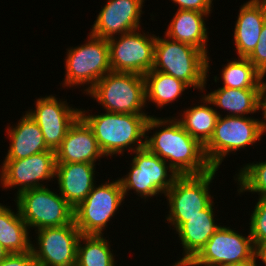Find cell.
Returning a JSON list of instances; mask_svg holds the SVG:
<instances>
[{"label": "cell", "instance_id": "obj_1", "mask_svg": "<svg viewBox=\"0 0 266 266\" xmlns=\"http://www.w3.org/2000/svg\"><path fill=\"white\" fill-rule=\"evenodd\" d=\"M157 127L163 129L156 131L150 138L146 136L145 147L162 160L169 161V166L178 175H198L212 169L206 159L204 146L194 139L176 118L150 116L146 123V132Z\"/></svg>", "mask_w": 266, "mask_h": 266}, {"label": "cell", "instance_id": "obj_2", "mask_svg": "<svg viewBox=\"0 0 266 266\" xmlns=\"http://www.w3.org/2000/svg\"><path fill=\"white\" fill-rule=\"evenodd\" d=\"M79 110L80 117L93 131L105 156L122 154L124 149L127 150L128 148L129 151L134 152L145 147L146 123L149 115L120 114L106 111L101 115L88 114L87 116L85 111ZM142 137H144V141Z\"/></svg>", "mask_w": 266, "mask_h": 266}, {"label": "cell", "instance_id": "obj_3", "mask_svg": "<svg viewBox=\"0 0 266 266\" xmlns=\"http://www.w3.org/2000/svg\"><path fill=\"white\" fill-rule=\"evenodd\" d=\"M210 58L202 50L172 40L167 36H156L154 65L152 70L169 74L189 87L205 88Z\"/></svg>", "mask_w": 266, "mask_h": 266}, {"label": "cell", "instance_id": "obj_4", "mask_svg": "<svg viewBox=\"0 0 266 266\" xmlns=\"http://www.w3.org/2000/svg\"><path fill=\"white\" fill-rule=\"evenodd\" d=\"M107 112L147 115L144 75L113 72L103 76L87 93Z\"/></svg>", "mask_w": 266, "mask_h": 266}, {"label": "cell", "instance_id": "obj_5", "mask_svg": "<svg viewBox=\"0 0 266 266\" xmlns=\"http://www.w3.org/2000/svg\"><path fill=\"white\" fill-rule=\"evenodd\" d=\"M218 169L198 175H179L172 187L165 193L168 199L169 216L166 220L177 231L187 218L201 214L212 202L209 185Z\"/></svg>", "mask_w": 266, "mask_h": 266}, {"label": "cell", "instance_id": "obj_6", "mask_svg": "<svg viewBox=\"0 0 266 266\" xmlns=\"http://www.w3.org/2000/svg\"><path fill=\"white\" fill-rule=\"evenodd\" d=\"M262 135L259 119L219 115L213 135L204 146L206 159L212 168L218 169L227 154L253 145Z\"/></svg>", "mask_w": 266, "mask_h": 266}, {"label": "cell", "instance_id": "obj_7", "mask_svg": "<svg viewBox=\"0 0 266 266\" xmlns=\"http://www.w3.org/2000/svg\"><path fill=\"white\" fill-rule=\"evenodd\" d=\"M88 42L68 49L65 58V86L90 84L86 94L111 70L108 40L89 33Z\"/></svg>", "mask_w": 266, "mask_h": 266}, {"label": "cell", "instance_id": "obj_8", "mask_svg": "<svg viewBox=\"0 0 266 266\" xmlns=\"http://www.w3.org/2000/svg\"><path fill=\"white\" fill-rule=\"evenodd\" d=\"M17 210L28 228L60 227L74 221L73 207L48 187L28 189L17 194Z\"/></svg>", "mask_w": 266, "mask_h": 266}, {"label": "cell", "instance_id": "obj_9", "mask_svg": "<svg viewBox=\"0 0 266 266\" xmlns=\"http://www.w3.org/2000/svg\"><path fill=\"white\" fill-rule=\"evenodd\" d=\"M130 172L118 179L124 196L130 189L135 190L141 198L165 193L172 187L179 176L165 160L151 153L146 147L134 151ZM170 172L171 174H168Z\"/></svg>", "mask_w": 266, "mask_h": 266}, {"label": "cell", "instance_id": "obj_10", "mask_svg": "<svg viewBox=\"0 0 266 266\" xmlns=\"http://www.w3.org/2000/svg\"><path fill=\"white\" fill-rule=\"evenodd\" d=\"M124 192L119 180L94 186L74 208V223L83 235H103L107 223L119 209Z\"/></svg>", "mask_w": 266, "mask_h": 266}, {"label": "cell", "instance_id": "obj_11", "mask_svg": "<svg viewBox=\"0 0 266 266\" xmlns=\"http://www.w3.org/2000/svg\"><path fill=\"white\" fill-rule=\"evenodd\" d=\"M255 246L252 237L221 226L186 266H230L251 260Z\"/></svg>", "mask_w": 266, "mask_h": 266}, {"label": "cell", "instance_id": "obj_12", "mask_svg": "<svg viewBox=\"0 0 266 266\" xmlns=\"http://www.w3.org/2000/svg\"><path fill=\"white\" fill-rule=\"evenodd\" d=\"M135 30L108 39L110 67L113 72L145 75L154 65L156 36Z\"/></svg>", "mask_w": 266, "mask_h": 266}, {"label": "cell", "instance_id": "obj_13", "mask_svg": "<svg viewBox=\"0 0 266 266\" xmlns=\"http://www.w3.org/2000/svg\"><path fill=\"white\" fill-rule=\"evenodd\" d=\"M35 231H38V246L31 244V251L37 266H76L81 233L74 221L64 226L45 227Z\"/></svg>", "mask_w": 266, "mask_h": 266}, {"label": "cell", "instance_id": "obj_14", "mask_svg": "<svg viewBox=\"0 0 266 266\" xmlns=\"http://www.w3.org/2000/svg\"><path fill=\"white\" fill-rule=\"evenodd\" d=\"M55 169V151H44L24 159L4 160L0 181L4 188L19 186V194L28 189L44 187L40 182L56 178Z\"/></svg>", "mask_w": 266, "mask_h": 266}, {"label": "cell", "instance_id": "obj_15", "mask_svg": "<svg viewBox=\"0 0 266 266\" xmlns=\"http://www.w3.org/2000/svg\"><path fill=\"white\" fill-rule=\"evenodd\" d=\"M57 99L53 95L38 98L36 109L26 112L40 127L46 145L54 151L61 145L69 127L80 116V110Z\"/></svg>", "mask_w": 266, "mask_h": 266}, {"label": "cell", "instance_id": "obj_16", "mask_svg": "<svg viewBox=\"0 0 266 266\" xmlns=\"http://www.w3.org/2000/svg\"><path fill=\"white\" fill-rule=\"evenodd\" d=\"M144 0H108L92 25L91 34L110 39L140 28Z\"/></svg>", "mask_w": 266, "mask_h": 266}, {"label": "cell", "instance_id": "obj_17", "mask_svg": "<svg viewBox=\"0 0 266 266\" xmlns=\"http://www.w3.org/2000/svg\"><path fill=\"white\" fill-rule=\"evenodd\" d=\"M56 163H92L104 157L91 128L79 116L55 150Z\"/></svg>", "mask_w": 266, "mask_h": 266}, {"label": "cell", "instance_id": "obj_18", "mask_svg": "<svg viewBox=\"0 0 266 266\" xmlns=\"http://www.w3.org/2000/svg\"><path fill=\"white\" fill-rule=\"evenodd\" d=\"M213 202L201 214L187 218L176 231L184 248L183 257L172 266H186L206 245L212 235L221 227L214 220Z\"/></svg>", "mask_w": 266, "mask_h": 266}, {"label": "cell", "instance_id": "obj_19", "mask_svg": "<svg viewBox=\"0 0 266 266\" xmlns=\"http://www.w3.org/2000/svg\"><path fill=\"white\" fill-rule=\"evenodd\" d=\"M95 164L56 163L60 195L73 207L82 202L95 186Z\"/></svg>", "mask_w": 266, "mask_h": 266}, {"label": "cell", "instance_id": "obj_20", "mask_svg": "<svg viewBox=\"0 0 266 266\" xmlns=\"http://www.w3.org/2000/svg\"><path fill=\"white\" fill-rule=\"evenodd\" d=\"M265 22L266 2L264 0H250L241 6L234 29L238 57L246 58L254 50Z\"/></svg>", "mask_w": 266, "mask_h": 266}, {"label": "cell", "instance_id": "obj_21", "mask_svg": "<svg viewBox=\"0 0 266 266\" xmlns=\"http://www.w3.org/2000/svg\"><path fill=\"white\" fill-rule=\"evenodd\" d=\"M13 128H7L11 144L5 160L24 159L51 150L45 143L38 124L26 113Z\"/></svg>", "mask_w": 266, "mask_h": 266}, {"label": "cell", "instance_id": "obj_22", "mask_svg": "<svg viewBox=\"0 0 266 266\" xmlns=\"http://www.w3.org/2000/svg\"><path fill=\"white\" fill-rule=\"evenodd\" d=\"M204 16L207 17V14L194 10H177L168 25L165 36L198 48L208 55V47H206L208 28L205 26Z\"/></svg>", "mask_w": 266, "mask_h": 266}, {"label": "cell", "instance_id": "obj_23", "mask_svg": "<svg viewBox=\"0 0 266 266\" xmlns=\"http://www.w3.org/2000/svg\"><path fill=\"white\" fill-rule=\"evenodd\" d=\"M259 90L221 87L205 97L210 104L229 111L228 116L243 117L245 114H253L259 110Z\"/></svg>", "mask_w": 266, "mask_h": 266}, {"label": "cell", "instance_id": "obj_24", "mask_svg": "<svg viewBox=\"0 0 266 266\" xmlns=\"http://www.w3.org/2000/svg\"><path fill=\"white\" fill-rule=\"evenodd\" d=\"M28 229L19 211L15 214L0 203V244L9 254L31 251Z\"/></svg>", "mask_w": 266, "mask_h": 266}, {"label": "cell", "instance_id": "obj_25", "mask_svg": "<svg viewBox=\"0 0 266 266\" xmlns=\"http://www.w3.org/2000/svg\"><path fill=\"white\" fill-rule=\"evenodd\" d=\"M203 104L196 105L185 111L181 115L183 118L177 119L182 127L202 146H205L213 135L214 128L220 115L214 107L208 106L210 101L202 97ZM207 106H206V104Z\"/></svg>", "mask_w": 266, "mask_h": 266}, {"label": "cell", "instance_id": "obj_26", "mask_svg": "<svg viewBox=\"0 0 266 266\" xmlns=\"http://www.w3.org/2000/svg\"><path fill=\"white\" fill-rule=\"evenodd\" d=\"M144 79L146 101L155 103L158 108L172 103L184 90L191 88L183 81L155 70L146 73Z\"/></svg>", "mask_w": 266, "mask_h": 266}, {"label": "cell", "instance_id": "obj_27", "mask_svg": "<svg viewBox=\"0 0 266 266\" xmlns=\"http://www.w3.org/2000/svg\"><path fill=\"white\" fill-rule=\"evenodd\" d=\"M113 255L109 242L103 235L81 234L77 245L76 266H115Z\"/></svg>", "mask_w": 266, "mask_h": 266}, {"label": "cell", "instance_id": "obj_28", "mask_svg": "<svg viewBox=\"0 0 266 266\" xmlns=\"http://www.w3.org/2000/svg\"><path fill=\"white\" fill-rule=\"evenodd\" d=\"M264 76L244 57L230 61L222 69V87L260 89Z\"/></svg>", "mask_w": 266, "mask_h": 266}, {"label": "cell", "instance_id": "obj_29", "mask_svg": "<svg viewBox=\"0 0 266 266\" xmlns=\"http://www.w3.org/2000/svg\"><path fill=\"white\" fill-rule=\"evenodd\" d=\"M240 185L237 190L241 192L249 191L259 193L260 197H266V161L249 163L240 169L236 179Z\"/></svg>", "mask_w": 266, "mask_h": 266}, {"label": "cell", "instance_id": "obj_30", "mask_svg": "<svg viewBox=\"0 0 266 266\" xmlns=\"http://www.w3.org/2000/svg\"><path fill=\"white\" fill-rule=\"evenodd\" d=\"M250 236L253 243L266 241V197H259L250 217Z\"/></svg>", "mask_w": 266, "mask_h": 266}, {"label": "cell", "instance_id": "obj_31", "mask_svg": "<svg viewBox=\"0 0 266 266\" xmlns=\"http://www.w3.org/2000/svg\"><path fill=\"white\" fill-rule=\"evenodd\" d=\"M246 58L263 76L266 75V22L263 24L259 42Z\"/></svg>", "mask_w": 266, "mask_h": 266}, {"label": "cell", "instance_id": "obj_32", "mask_svg": "<svg viewBox=\"0 0 266 266\" xmlns=\"http://www.w3.org/2000/svg\"><path fill=\"white\" fill-rule=\"evenodd\" d=\"M0 266H37L32 251L25 253H11L0 261Z\"/></svg>", "mask_w": 266, "mask_h": 266}, {"label": "cell", "instance_id": "obj_33", "mask_svg": "<svg viewBox=\"0 0 266 266\" xmlns=\"http://www.w3.org/2000/svg\"><path fill=\"white\" fill-rule=\"evenodd\" d=\"M178 4V10H194L210 14L213 0H172Z\"/></svg>", "mask_w": 266, "mask_h": 266}, {"label": "cell", "instance_id": "obj_34", "mask_svg": "<svg viewBox=\"0 0 266 266\" xmlns=\"http://www.w3.org/2000/svg\"><path fill=\"white\" fill-rule=\"evenodd\" d=\"M258 109H262L263 111V118H264V121H260V124H261V128H262V132H266V82H262V85L260 87V90H259V106H258Z\"/></svg>", "mask_w": 266, "mask_h": 266}, {"label": "cell", "instance_id": "obj_35", "mask_svg": "<svg viewBox=\"0 0 266 266\" xmlns=\"http://www.w3.org/2000/svg\"><path fill=\"white\" fill-rule=\"evenodd\" d=\"M255 251L254 257L261 259L266 266V241L261 243H254Z\"/></svg>", "mask_w": 266, "mask_h": 266}, {"label": "cell", "instance_id": "obj_36", "mask_svg": "<svg viewBox=\"0 0 266 266\" xmlns=\"http://www.w3.org/2000/svg\"><path fill=\"white\" fill-rule=\"evenodd\" d=\"M256 260H257V258L253 257L251 260H249L247 262L235 264V265H230V266H257Z\"/></svg>", "mask_w": 266, "mask_h": 266}, {"label": "cell", "instance_id": "obj_37", "mask_svg": "<svg viewBox=\"0 0 266 266\" xmlns=\"http://www.w3.org/2000/svg\"><path fill=\"white\" fill-rule=\"evenodd\" d=\"M9 253L5 250V248L0 244V261H2Z\"/></svg>", "mask_w": 266, "mask_h": 266}]
</instances>
